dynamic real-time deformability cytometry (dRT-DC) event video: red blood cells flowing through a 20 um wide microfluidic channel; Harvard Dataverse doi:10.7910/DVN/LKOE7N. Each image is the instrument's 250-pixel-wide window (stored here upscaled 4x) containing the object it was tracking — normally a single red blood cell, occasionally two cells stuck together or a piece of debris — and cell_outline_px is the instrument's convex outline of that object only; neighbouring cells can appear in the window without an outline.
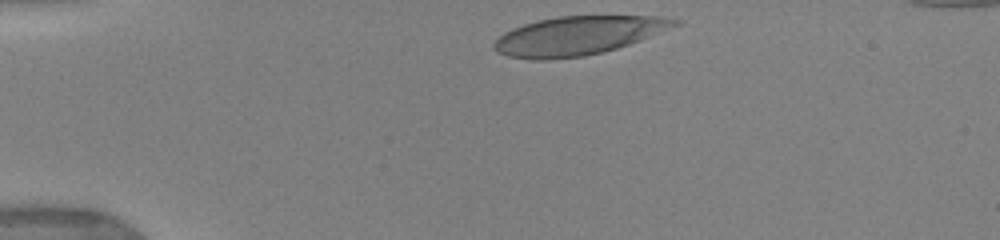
{"species": "human", "species_latin": "Homo sapiens", "temperature_condition": "warm", "stored_images_in_passage": 29, "camera_frame_rate_fps": 3000, "um_per_image_px": 0.085, "donor": {"sex": "female"}, "frame": {"image": 1, "passage_image": 1, "time_ms": 0.0, "image_size_px": [1000, 240], "cell_outline_px": [[684, 20], [680, 24], [628, 44], [616, 48], [584, 56], [544, 60], [536, 60], [508, 56], [496, 52], [492, 48], [492, 44], [504, 32], [512, 28], [536, 20], [556, 16], [664, 16]], "centroid_in_image_um": [49.1, 3.02], "position_along_channel_um": 35.9, "area_um2": 40.63}, "authors_computed_cell_mechanics": {"area_um2": 41.7316, "velocity_mm_per_s": 3.8913, "shape_relaxation_time_tau1_ms": 3.4012, "shape_relaxation_time_tau2_ms": null, "deformation_change_tau1": 0.179, "deformation_change_tau2": null}}